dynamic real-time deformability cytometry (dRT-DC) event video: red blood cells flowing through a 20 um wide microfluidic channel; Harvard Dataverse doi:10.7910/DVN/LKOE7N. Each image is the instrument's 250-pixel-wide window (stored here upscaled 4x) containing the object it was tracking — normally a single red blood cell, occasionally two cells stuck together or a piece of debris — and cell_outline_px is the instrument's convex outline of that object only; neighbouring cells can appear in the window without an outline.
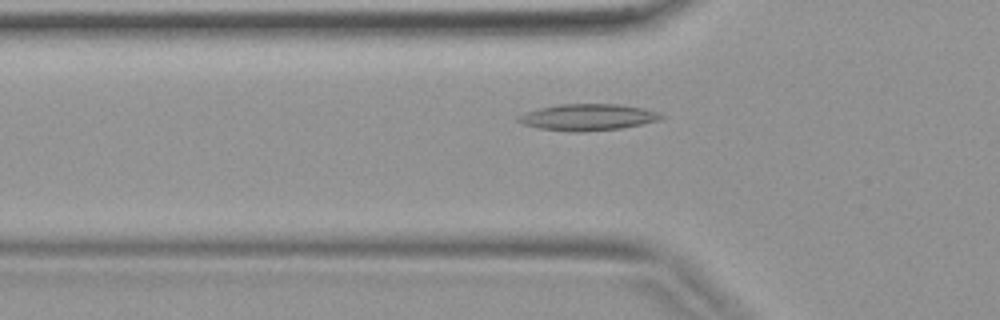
{"species": "common noctule bat (a hibernating species)", "species_latin": "Nyctalus noctula", "temperature_condition": "warm", "stored_images_in_passage": 36, "camera_frame_rate_fps": 3000, "um_per_image_px": 0.085, "animal": {"sex": "female", "body_mass_g": 19.9}, "frame": {"image": 1, "passage_image": 9, "time_ms": 2.667, "image_size_px": [1000, 320], "cell_outline_px": [[664, 116], [660, 120], [620, 128], [584, 132], [572, 132], [540, 128], [524, 124], [516, 120], [516, 116], [540, 108], [560, 104], [620, 104], [644, 108], [660, 112]], "centroid_in_image_um": [49.99, 9.96], "position_along_channel_um": 75.8, "area_um2": 21.96}}
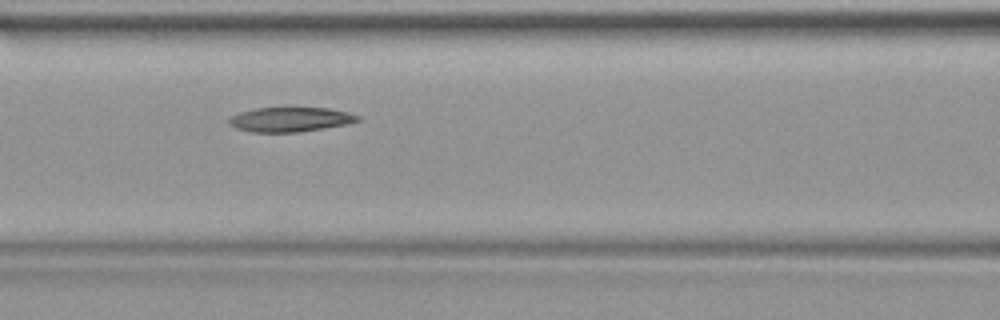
{"frame": {"image": 2, "passage_image": 13, "time_ms": 4.0, "image_size_px": [1000, 320], "cell_outline_px": [[364, 120], [348, 124], [300, 132], [252, 132], [236, 128], [228, 124], [228, 120], [232, 116], [240, 112], [256, 108], [328, 108], [348, 112], [360, 116]], "centroid_in_image_um": [24.72, 10.16], "position_along_channel_um": 141.9, "area_um2": 18.5}}
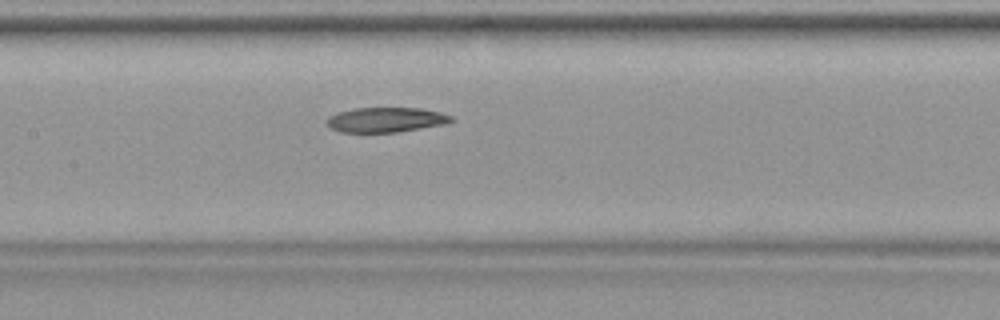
{"frame": {"image": 3, "passage_image": 15, "time_ms": 4.667, "image_size_px": [1000, 320], "cell_outline_px": [[456, 120], [444, 124], [396, 132], [340, 132], [332, 128], [324, 120], [328, 116], [336, 112], [356, 108], [420, 108], [440, 112], [452, 116]], "centroid_in_image_um": [32.78, 10.17], "position_along_channel_um": 174.6, "area_um2": 18.03}}